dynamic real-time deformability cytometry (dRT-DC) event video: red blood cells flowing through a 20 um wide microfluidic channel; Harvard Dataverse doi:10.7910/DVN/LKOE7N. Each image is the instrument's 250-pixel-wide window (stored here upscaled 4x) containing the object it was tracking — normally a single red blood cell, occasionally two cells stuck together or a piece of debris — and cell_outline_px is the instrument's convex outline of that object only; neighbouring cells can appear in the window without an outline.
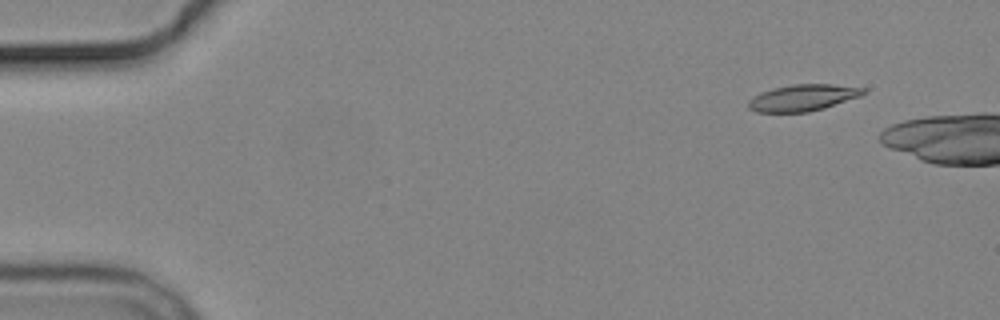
{"species": "common noctule bat (a hibernating species)", "species_latin": "Nyctalus noctula", "temperature_condition": "cold", "stored_images_in_passage": 2, "camera_frame_rate_fps": 3000, "um_per_image_px": 0.085, "animal": {"sex": "male", "body_mass_g": 19.2, "forearm_length_mm": 51.8}, "frame": {"image": 1, "passage_image": 1, "time_ms": 0.0, "image_size_px": [1000, 320], "cell_outline_px": [[868, 92], [860, 96], [824, 108], [808, 112], [756, 112], [748, 108], [748, 100], [752, 96], [760, 92], [772, 88], [792, 84], [832, 84], [868, 88]], "centroid_in_image_um": [68.24, 8.29], "position_along_channel_um": 16.8, "area_um2": 17.98}}